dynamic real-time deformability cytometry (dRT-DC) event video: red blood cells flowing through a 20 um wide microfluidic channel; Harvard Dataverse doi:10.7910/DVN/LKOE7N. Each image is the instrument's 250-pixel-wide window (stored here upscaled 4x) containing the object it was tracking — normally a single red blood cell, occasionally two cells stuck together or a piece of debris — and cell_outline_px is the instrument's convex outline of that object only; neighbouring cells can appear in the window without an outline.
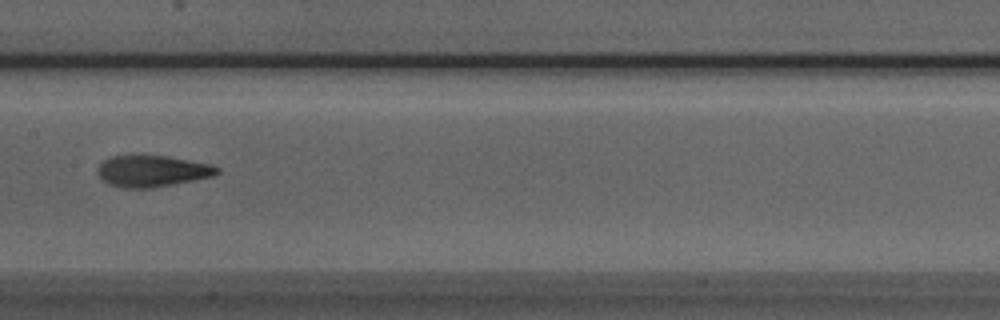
{"species": "Egyptian fruit bat (a non-hibernating species)", "species_latin": "Rousettus aegyptiacus", "temperature_condition": "room temperature", "stored_images_in_passage": 8, "camera_frame_rate_fps": 3000, "um_per_image_px": 0.085, "animal": {"sex": "male"}, "frame": {"image": 1, "passage_image": 8, "time_ms": 2.333, "image_size_px": [1000, 320], "cell_outline_px": [[220, 172], [216, 176], [152, 188], [124, 188], [108, 184], [96, 172], [100, 164], [104, 160], [112, 156], [168, 156], [212, 164], [220, 168]], "centroid_in_image_um": [12.99, 14.55], "position_along_channel_um": 194.4, "area_um2": 21.91}}